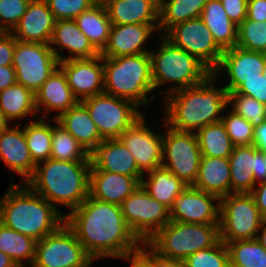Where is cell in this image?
I'll list each match as a JSON object with an SVG mask.
<instances>
[{
  "label": "cell",
  "mask_w": 266,
  "mask_h": 267,
  "mask_svg": "<svg viewBox=\"0 0 266 267\" xmlns=\"http://www.w3.org/2000/svg\"><path fill=\"white\" fill-rule=\"evenodd\" d=\"M200 18L223 51L236 46L238 26L230 20L220 0H208Z\"/></svg>",
  "instance_id": "cell-29"
},
{
  "label": "cell",
  "mask_w": 266,
  "mask_h": 267,
  "mask_svg": "<svg viewBox=\"0 0 266 267\" xmlns=\"http://www.w3.org/2000/svg\"><path fill=\"white\" fill-rule=\"evenodd\" d=\"M15 37L11 32L0 31V66H9L13 63Z\"/></svg>",
  "instance_id": "cell-49"
},
{
  "label": "cell",
  "mask_w": 266,
  "mask_h": 267,
  "mask_svg": "<svg viewBox=\"0 0 266 267\" xmlns=\"http://www.w3.org/2000/svg\"><path fill=\"white\" fill-rule=\"evenodd\" d=\"M248 0H220L230 20L239 26L247 18Z\"/></svg>",
  "instance_id": "cell-48"
},
{
  "label": "cell",
  "mask_w": 266,
  "mask_h": 267,
  "mask_svg": "<svg viewBox=\"0 0 266 267\" xmlns=\"http://www.w3.org/2000/svg\"><path fill=\"white\" fill-rule=\"evenodd\" d=\"M55 22L45 0H31L26 12L11 33L17 41L49 45Z\"/></svg>",
  "instance_id": "cell-20"
},
{
  "label": "cell",
  "mask_w": 266,
  "mask_h": 267,
  "mask_svg": "<svg viewBox=\"0 0 266 267\" xmlns=\"http://www.w3.org/2000/svg\"><path fill=\"white\" fill-rule=\"evenodd\" d=\"M102 3L112 25L159 24L158 0H104Z\"/></svg>",
  "instance_id": "cell-26"
},
{
  "label": "cell",
  "mask_w": 266,
  "mask_h": 267,
  "mask_svg": "<svg viewBox=\"0 0 266 267\" xmlns=\"http://www.w3.org/2000/svg\"><path fill=\"white\" fill-rule=\"evenodd\" d=\"M36 240L23 235L0 222V250L7 254L18 267H27L35 257ZM25 260V263L23 261Z\"/></svg>",
  "instance_id": "cell-35"
},
{
  "label": "cell",
  "mask_w": 266,
  "mask_h": 267,
  "mask_svg": "<svg viewBox=\"0 0 266 267\" xmlns=\"http://www.w3.org/2000/svg\"><path fill=\"white\" fill-rule=\"evenodd\" d=\"M207 2L208 0H161L158 24L160 35H165L177 24L199 18Z\"/></svg>",
  "instance_id": "cell-33"
},
{
  "label": "cell",
  "mask_w": 266,
  "mask_h": 267,
  "mask_svg": "<svg viewBox=\"0 0 266 267\" xmlns=\"http://www.w3.org/2000/svg\"><path fill=\"white\" fill-rule=\"evenodd\" d=\"M92 262L73 231L63 223L55 232L36 242L30 267H89Z\"/></svg>",
  "instance_id": "cell-10"
},
{
  "label": "cell",
  "mask_w": 266,
  "mask_h": 267,
  "mask_svg": "<svg viewBox=\"0 0 266 267\" xmlns=\"http://www.w3.org/2000/svg\"><path fill=\"white\" fill-rule=\"evenodd\" d=\"M104 92L144 106L152 101L153 92L151 58L149 53L103 57Z\"/></svg>",
  "instance_id": "cell-5"
},
{
  "label": "cell",
  "mask_w": 266,
  "mask_h": 267,
  "mask_svg": "<svg viewBox=\"0 0 266 267\" xmlns=\"http://www.w3.org/2000/svg\"><path fill=\"white\" fill-rule=\"evenodd\" d=\"M146 173H148V177L147 180L144 177L142 178V187L152 198L168 209L171 207L174 198L187 187L183 181L163 166Z\"/></svg>",
  "instance_id": "cell-32"
},
{
  "label": "cell",
  "mask_w": 266,
  "mask_h": 267,
  "mask_svg": "<svg viewBox=\"0 0 266 267\" xmlns=\"http://www.w3.org/2000/svg\"><path fill=\"white\" fill-rule=\"evenodd\" d=\"M221 122L234 146L253 145L254 127L249 121L231 110L222 116Z\"/></svg>",
  "instance_id": "cell-43"
},
{
  "label": "cell",
  "mask_w": 266,
  "mask_h": 267,
  "mask_svg": "<svg viewBox=\"0 0 266 267\" xmlns=\"http://www.w3.org/2000/svg\"><path fill=\"white\" fill-rule=\"evenodd\" d=\"M12 182L0 199V222L23 235L40 241L55 232L65 215L28 185ZM27 186V188H25Z\"/></svg>",
  "instance_id": "cell-3"
},
{
  "label": "cell",
  "mask_w": 266,
  "mask_h": 267,
  "mask_svg": "<svg viewBox=\"0 0 266 267\" xmlns=\"http://www.w3.org/2000/svg\"><path fill=\"white\" fill-rule=\"evenodd\" d=\"M230 267H266V251L257 239L228 242Z\"/></svg>",
  "instance_id": "cell-38"
},
{
  "label": "cell",
  "mask_w": 266,
  "mask_h": 267,
  "mask_svg": "<svg viewBox=\"0 0 266 267\" xmlns=\"http://www.w3.org/2000/svg\"><path fill=\"white\" fill-rule=\"evenodd\" d=\"M255 183L266 181V160L264 152L256 148V165L255 170H252Z\"/></svg>",
  "instance_id": "cell-53"
},
{
  "label": "cell",
  "mask_w": 266,
  "mask_h": 267,
  "mask_svg": "<svg viewBox=\"0 0 266 267\" xmlns=\"http://www.w3.org/2000/svg\"><path fill=\"white\" fill-rule=\"evenodd\" d=\"M0 110L8 121L35 115V93L22 84H14L0 92Z\"/></svg>",
  "instance_id": "cell-34"
},
{
  "label": "cell",
  "mask_w": 266,
  "mask_h": 267,
  "mask_svg": "<svg viewBox=\"0 0 266 267\" xmlns=\"http://www.w3.org/2000/svg\"><path fill=\"white\" fill-rule=\"evenodd\" d=\"M260 230L261 232L260 234H258L256 239L260 242V244L266 251V219L263 220Z\"/></svg>",
  "instance_id": "cell-57"
},
{
  "label": "cell",
  "mask_w": 266,
  "mask_h": 267,
  "mask_svg": "<svg viewBox=\"0 0 266 267\" xmlns=\"http://www.w3.org/2000/svg\"><path fill=\"white\" fill-rule=\"evenodd\" d=\"M167 127L163 135L162 166L187 186H192L197 178L202 158L197 134Z\"/></svg>",
  "instance_id": "cell-11"
},
{
  "label": "cell",
  "mask_w": 266,
  "mask_h": 267,
  "mask_svg": "<svg viewBox=\"0 0 266 267\" xmlns=\"http://www.w3.org/2000/svg\"><path fill=\"white\" fill-rule=\"evenodd\" d=\"M78 99L74 96L71 88L67 83V79L63 71L58 67L53 74L42 84L35 92V105L37 112L44 108L43 117L48 118L46 114L50 110H57L60 113L53 116L56 119L63 112L72 108L78 103ZM47 111V112H46Z\"/></svg>",
  "instance_id": "cell-25"
},
{
  "label": "cell",
  "mask_w": 266,
  "mask_h": 267,
  "mask_svg": "<svg viewBox=\"0 0 266 267\" xmlns=\"http://www.w3.org/2000/svg\"><path fill=\"white\" fill-rule=\"evenodd\" d=\"M236 46L266 53V21L256 22L246 18L238 26Z\"/></svg>",
  "instance_id": "cell-41"
},
{
  "label": "cell",
  "mask_w": 266,
  "mask_h": 267,
  "mask_svg": "<svg viewBox=\"0 0 266 267\" xmlns=\"http://www.w3.org/2000/svg\"><path fill=\"white\" fill-rule=\"evenodd\" d=\"M9 126V121L5 118L4 114L0 110V132L5 130Z\"/></svg>",
  "instance_id": "cell-58"
},
{
  "label": "cell",
  "mask_w": 266,
  "mask_h": 267,
  "mask_svg": "<svg viewBox=\"0 0 266 267\" xmlns=\"http://www.w3.org/2000/svg\"><path fill=\"white\" fill-rule=\"evenodd\" d=\"M139 185L141 183L132 176L90 170L89 196L99 201L121 205Z\"/></svg>",
  "instance_id": "cell-23"
},
{
  "label": "cell",
  "mask_w": 266,
  "mask_h": 267,
  "mask_svg": "<svg viewBox=\"0 0 266 267\" xmlns=\"http://www.w3.org/2000/svg\"><path fill=\"white\" fill-rule=\"evenodd\" d=\"M90 170H101L135 177L140 183L145 176L135 158L119 139H105L89 153Z\"/></svg>",
  "instance_id": "cell-19"
},
{
  "label": "cell",
  "mask_w": 266,
  "mask_h": 267,
  "mask_svg": "<svg viewBox=\"0 0 266 267\" xmlns=\"http://www.w3.org/2000/svg\"><path fill=\"white\" fill-rule=\"evenodd\" d=\"M257 185L258 188L254 187L250 194L253 196L260 214L266 219V181L257 183Z\"/></svg>",
  "instance_id": "cell-51"
},
{
  "label": "cell",
  "mask_w": 266,
  "mask_h": 267,
  "mask_svg": "<svg viewBox=\"0 0 266 267\" xmlns=\"http://www.w3.org/2000/svg\"><path fill=\"white\" fill-rule=\"evenodd\" d=\"M49 121L40 118L23 127L29 153L35 164L46 161L51 156L52 125Z\"/></svg>",
  "instance_id": "cell-37"
},
{
  "label": "cell",
  "mask_w": 266,
  "mask_h": 267,
  "mask_svg": "<svg viewBox=\"0 0 266 267\" xmlns=\"http://www.w3.org/2000/svg\"><path fill=\"white\" fill-rule=\"evenodd\" d=\"M236 93L255 98L266 105V77L260 74L257 78L245 80L236 90Z\"/></svg>",
  "instance_id": "cell-46"
},
{
  "label": "cell",
  "mask_w": 266,
  "mask_h": 267,
  "mask_svg": "<svg viewBox=\"0 0 266 267\" xmlns=\"http://www.w3.org/2000/svg\"><path fill=\"white\" fill-rule=\"evenodd\" d=\"M159 51L149 52L151 58L152 82L154 90L160 85L175 82L165 93L196 86L203 82L212 72L195 56L188 54L185 50L175 46L164 35Z\"/></svg>",
  "instance_id": "cell-6"
},
{
  "label": "cell",
  "mask_w": 266,
  "mask_h": 267,
  "mask_svg": "<svg viewBox=\"0 0 266 267\" xmlns=\"http://www.w3.org/2000/svg\"><path fill=\"white\" fill-rule=\"evenodd\" d=\"M31 0H0V31L11 32Z\"/></svg>",
  "instance_id": "cell-45"
},
{
  "label": "cell",
  "mask_w": 266,
  "mask_h": 267,
  "mask_svg": "<svg viewBox=\"0 0 266 267\" xmlns=\"http://www.w3.org/2000/svg\"><path fill=\"white\" fill-rule=\"evenodd\" d=\"M247 19L256 22L266 21V0H248Z\"/></svg>",
  "instance_id": "cell-50"
},
{
  "label": "cell",
  "mask_w": 266,
  "mask_h": 267,
  "mask_svg": "<svg viewBox=\"0 0 266 267\" xmlns=\"http://www.w3.org/2000/svg\"><path fill=\"white\" fill-rule=\"evenodd\" d=\"M193 187L218 196L231 193L229 158L202 156Z\"/></svg>",
  "instance_id": "cell-27"
},
{
  "label": "cell",
  "mask_w": 266,
  "mask_h": 267,
  "mask_svg": "<svg viewBox=\"0 0 266 267\" xmlns=\"http://www.w3.org/2000/svg\"><path fill=\"white\" fill-rule=\"evenodd\" d=\"M266 61V53L250 51L235 46L224 50L218 67L213 74L219 77L224 70L229 83L224 86L227 92H234L245 80L257 78L262 74Z\"/></svg>",
  "instance_id": "cell-18"
},
{
  "label": "cell",
  "mask_w": 266,
  "mask_h": 267,
  "mask_svg": "<svg viewBox=\"0 0 266 267\" xmlns=\"http://www.w3.org/2000/svg\"><path fill=\"white\" fill-rule=\"evenodd\" d=\"M141 245L120 258L130 260V267H153V249L147 243H142Z\"/></svg>",
  "instance_id": "cell-47"
},
{
  "label": "cell",
  "mask_w": 266,
  "mask_h": 267,
  "mask_svg": "<svg viewBox=\"0 0 266 267\" xmlns=\"http://www.w3.org/2000/svg\"><path fill=\"white\" fill-rule=\"evenodd\" d=\"M56 120L78 141L87 153L103 141L97 126L81 101L59 115Z\"/></svg>",
  "instance_id": "cell-28"
},
{
  "label": "cell",
  "mask_w": 266,
  "mask_h": 267,
  "mask_svg": "<svg viewBox=\"0 0 266 267\" xmlns=\"http://www.w3.org/2000/svg\"><path fill=\"white\" fill-rule=\"evenodd\" d=\"M59 68L78 101L104 92L103 57L71 59L59 62Z\"/></svg>",
  "instance_id": "cell-17"
},
{
  "label": "cell",
  "mask_w": 266,
  "mask_h": 267,
  "mask_svg": "<svg viewBox=\"0 0 266 267\" xmlns=\"http://www.w3.org/2000/svg\"><path fill=\"white\" fill-rule=\"evenodd\" d=\"M12 66L17 83L35 93L59 67V60L48 44L15 39Z\"/></svg>",
  "instance_id": "cell-12"
},
{
  "label": "cell",
  "mask_w": 266,
  "mask_h": 267,
  "mask_svg": "<svg viewBox=\"0 0 266 267\" xmlns=\"http://www.w3.org/2000/svg\"><path fill=\"white\" fill-rule=\"evenodd\" d=\"M36 164L32 177L25 183L56 209L64 205L70 211L89 196V161L48 159Z\"/></svg>",
  "instance_id": "cell-4"
},
{
  "label": "cell",
  "mask_w": 266,
  "mask_h": 267,
  "mask_svg": "<svg viewBox=\"0 0 266 267\" xmlns=\"http://www.w3.org/2000/svg\"><path fill=\"white\" fill-rule=\"evenodd\" d=\"M52 45H58L56 49ZM54 55L59 62L97 57L100 53L89 42L88 38L80 31L78 25L73 19L57 20L55 22L51 41L49 43ZM67 49L71 54L69 57H63L60 50Z\"/></svg>",
  "instance_id": "cell-24"
},
{
  "label": "cell",
  "mask_w": 266,
  "mask_h": 267,
  "mask_svg": "<svg viewBox=\"0 0 266 267\" xmlns=\"http://www.w3.org/2000/svg\"><path fill=\"white\" fill-rule=\"evenodd\" d=\"M0 158L10 169L26 179V183L33 175L36 164L33 162L27 141L22 130L18 126H8L0 132Z\"/></svg>",
  "instance_id": "cell-22"
},
{
  "label": "cell",
  "mask_w": 266,
  "mask_h": 267,
  "mask_svg": "<svg viewBox=\"0 0 266 267\" xmlns=\"http://www.w3.org/2000/svg\"><path fill=\"white\" fill-rule=\"evenodd\" d=\"M228 106L238 116L249 121L253 127H257L266 121V105L253 97L239 93L228 92Z\"/></svg>",
  "instance_id": "cell-40"
},
{
  "label": "cell",
  "mask_w": 266,
  "mask_h": 267,
  "mask_svg": "<svg viewBox=\"0 0 266 267\" xmlns=\"http://www.w3.org/2000/svg\"><path fill=\"white\" fill-rule=\"evenodd\" d=\"M164 36L175 46L195 56L212 73L218 67L224 51L200 17L175 25Z\"/></svg>",
  "instance_id": "cell-14"
},
{
  "label": "cell",
  "mask_w": 266,
  "mask_h": 267,
  "mask_svg": "<svg viewBox=\"0 0 266 267\" xmlns=\"http://www.w3.org/2000/svg\"><path fill=\"white\" fill-rule=\"evenodd\" d=\"M55 20L75 19L80 13L89 10L96 0H45Z\"/></svg>",
  "instance_id": "cell-44"
},
{
  "label": "cell",
  "mask_w": 266,
  "mask_h": 267,
  "mask_svg": "<svg viewBox=\"0 0 266 267\" xmlns=\"http://www.w3.org/2000/svg\"><path fill=\"white\" fill-rule=\"evenodd\" d=\"M216 78L211 73L196 86L166 95L164 126L177 131L197 132L208 124L220 122L223 114H219L228 107V92L225 87H215Z\"/></svg>",
  "instance_id": "cell-2"
},
{
  "label": "cell",
  "mask_w": 266,
  "mask_h": 267,
  "mask_svg": "<svg viewBox=\"0 0 266 267\" xmlns=\"http://www.w3.org/2000/svg\"><path fill=\"white\" fill-rule=\"evenodd\" d=\"M262 152H264V159L266 160V151H262Z\"/></svg>",
  "instance_id": "cell-60"
},
{
  "label": "cell",
  "mask_w": 266,
  "mask_h": 267,
  "mask_svg": "<svg viewBox=\"0 0 266 267\" xmlns=\"http://www.w3.org/2000/svg\"><path fill=\"white\" fill-rule=\"evenodd\" d=\"M231 193H250L256 186L252 170L256 165L254 145L234 146L229 156Z\"/></svg>",
  "instance_id": "cell-30"
},
{
  "label": "cell",
  "mask_w": 266,
  "mask_h": 267,
  "mask_svg": "<svg viewBox=\"0 0 266 267\" xmlns=\"http://www.w3.org/2000/svg\"><path fill=\"white\" fill-rule=\"evenodd\" d=\"M219 241V224L170 221L146 243L159 255L182 262L189 255L211 248Z\"/></svg>",
  "instance_id": "cell-7"
},
{
  "label": "cell",
  "mask_w": 266,
  "mask_h": 267,
  "mask_svg": "<svg viewBox=\"0 0 266 267\" xmlns=\"http://www.w3.org/2000/svg\"><path fill=\"white\" fill-rule=\"evenodd\" d=\"M182 263L183 267H230L227 245L220 240L211 248L189 255Z\"/></svg>",
  "instance_id": "cell-42"
},
{
  "label": "cell",
  "mask_w": 266,
  "mask_h": 267,
  "mask_svg": "<svg viewBox=\"0 0 266 267\" xmlns=\"http://www.w3.org/2000/svg\"><path fill=\"white\" fill-rule=\"evenodd\" d=\"M263 220L250 193H230L220 199V240L225 244L256 239Z\"/></svg>",
  "instance_id": "cell-8"
},
{
  "label": "cell",
  "mask_w": 266,
  "mask_h": 267,
  "mask_svg": "<svg viewBox=\"0 0 266 267\" xmlns=\"http://www.w3.org/2000/svg\"><path fill=\"white\" fill-rule=\"evenodd\" d=\"M262 74L265 75V77H266V61H265V67H264Z\"/></svg>",
  "instance_id": "cell-59"
},
{
  "label": "cell",
  "mask_w": 266,
  "mask_h": 267,
  "mask_svg": "<svg viewBox=\"0 0 266 267\" xmlns=\"http://www.w3.org/2000/svg\"><path fill=\"white\" fill-rule=\"evenodd\" d=\"M52 126V142L50 159L62 161H89L88 153L78 141L61 126Z\"/></svg>",
  "instance_id": "cell-39"
},
{
  "label": "cell",
  "mask_w": 266,
  "mask_h": 267,
  "mask_svg": "<svg viewBox=\"0 0 266 267\" xmlns=\"http://www.w3.org/2000/svg\"><path fill=\"white\" fill-rule=\"evenodd\" d=\"M103 140L118 139L143 114L134 102L105 92L81 101Z\"/></svg>",
  "instance_id": "cell-9"
},
{
  "label": "cell",
  "mask_w": 266,
  "mask_h": 267,
  "mask_svg": "<svg viewBox=\"0 0 266 267\" xmlns=\"http://www.w3.org/2000/svg\"><path fill=\"white\" fill-rule=\"evenodd\" d=\"M0 267H18L17 264L0 250Z\"/></svg>",
  "instance_id": "cell-56"
},
{
  "label": "cell",
  "mask_w": 266,
  "mask_h": 267,
  "mask_svg": "<svg viewBox=\"0 0 266 267\" xmlns=\"http://www.w3.org/2000/svg\"><path fill=\"white\" fill-rule=\"evenodd\" d=\"M74 20L93 47L101 53L109 41L112 26L104 4L97 2L89 10L80 13Z\"/></svg>",
  "instance_id": "cell-31"
},
{
  "label": "cell",
  "mask_w": 266,
  "mask_h": 267,
  "mask_svg": "<svg viewBox=\"0 0 266 267\" xmlns=\"http://www.w3.org/2000/svg\"><path fill=\"white\" fill-rule=\"evenodd\" d=\"M214 201H216L217 204L213 203ZM169 213L170 221L196 224H219L220 198L193 186H187L174 198L169 208Z\"/></svg>",
  "instance_id": "cell-15"
},
{
  "label": "cell",
  "mask_w": 266,
  "mask_h": 267,
  "mask_svg": "<svg viewBox=\"0 0 266 267\" xmlns=\"http://www.w3.org/2000/svg\"><path fill=\"white\" fill-rule=\"evenodd\" d=\"M253 145L259 151H266V121L254 128Z\"/></svg>",
  "instance_id": "cell-54"
},
{
  "label": "cell",
  "mask_w": 266,
  "mask_h": 267,
  "mask_svg": "<svg viewBox=\"0 0 266 267\" xmlns=\"http://www.w3.org/2000/svg\"><path fill=\"white\" fill-rule=\"evenodd\" d=\"M158 30V24H121L112 25L109 41L100 53L102 57L116 58L119 56L149 53L142 48L153 31Z\"/></svg>",
  "instance_id": "cell-21"
},
{
  "label": "cell",
  "mask_w": 266,
  "mask_h": 267,
  "mask_svg": "<svg viewBox=\"0 0 266 267\" xmlns=\"http://www.w3.org/2000/svg\"><path fill=\"white\" fill-rule=\"evenodd\" d=\"M118 139L135 158L143 174L162 166L163 135L149 129L145 116L127 128Z\"/></svg>",
  "instance_id": "cell-16"
},
{
  "label": "cell",
  "mask_w": 266,
  "mask_h": 267,
  "mask_svg": "<svg viewBox=\"0 0 266 267\" xmlns=\"http://www.w3.org/2000/svg\"><path fill=\"white\" fill-rule=\"evenodd\" d=\"M16 83V73L13 66H0V92Z\"/></svg>",
  "instance_id": "cell-52"
},
{
  "label": "cell",
  "mask_w": 266,
  "mask_h": 267,
  "mask_svg": "<svg viewBox=\"0 0 266 267\" xmlns=\"http://www.w3.org/2000/svg\"><path fill=\"white\" fill-rule=\"evenodd\" d=\"M65 224L93 260L118 259L142 244L124 220L120 205L91 196L65 215Z\"/></svg>",
  "instance_id": "cell-1"
},
{
  "label": "cell",
  "mask_w": 266,
  "mask_h": 267,
  "mask_svg": "<svg viewBox=\"0 0 266 267\" xmlns=\"http://www.w3.org/2000/svg\"><path fill=\"white\" fill-rule=\"evenodd\" d=\"M196 134L202 156L229 158L231 155L234 145L221 121L200 128Z\"/></svg>",
  "instance_id": "cell-36"
},
{
  "label": "cell",
  "mask_w": 266,
  "mask_h": 267,
  "mask_svg": "<svg viewBox=\"0 0 266 267\" xmlns=\"http://www.w3.org/2000/svg\"><path fill=\"white\" fill-rule=\"evenodd\" d=\"M153 267H183V263L178 260L163 257L153 250Z\"/></svg>",
  "instance_id": "cell-55"
},
{
  "label": "cell",
  "mask_w": 266,
  "mask_h": 267,
  "mask_svg": "<svg viewBox=\"0 0 266 267\" xmlns=\"http://www.w3.org/2000/svg\"><path fill=\"white\" fill-rule=\"evenodd\" d=\"M120 206L124 220L142 243H146L170 222L169 209L152 198L142 185Z\"/></svg>",
  "instance_id": "cell-13"
}]
</instances>
